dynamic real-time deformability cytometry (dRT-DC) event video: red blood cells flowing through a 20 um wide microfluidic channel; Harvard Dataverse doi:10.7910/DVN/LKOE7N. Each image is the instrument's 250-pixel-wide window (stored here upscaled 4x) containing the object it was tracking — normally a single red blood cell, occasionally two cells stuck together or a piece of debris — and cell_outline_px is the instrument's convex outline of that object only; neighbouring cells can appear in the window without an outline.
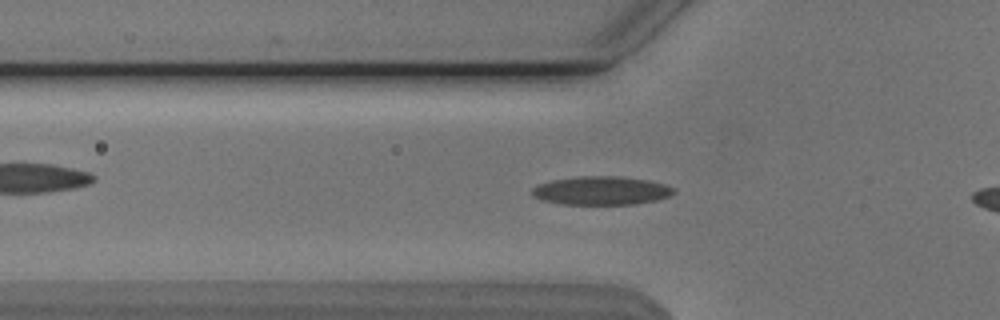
{"species": "Egyptian fruit bat (a non-hibernating species)", "species_latin": "Rousettus aegyptiacus", "temperature_condition": "cold", "stored_images_in_passage": 41, "camera_frame_rate_fps": 3000, "um_per_image_px": 0.085, "animal": {"sex": "male"}, "frame": {"image": 1, "passage_image": 12, "time_ms": 3.667, "image_size_px": [1000, 320], "cell_outline_px": [[676, 192], [672, 196], [656, 200], [636, 204], [560, 204], [544, 200], [532, 196], [528, 192], [536, 184], [552, 180], [576, 176], [620, 176], [648, 180], [664, 184], [676, 188]], "centroid_in_image_um": [51.1, 16.2], "position_along_channel_um": 74.7, "area_um2": 23.93}}
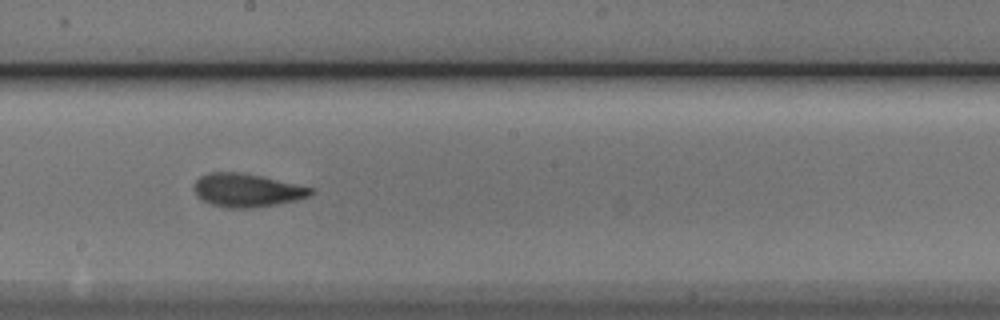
{"frame": {"image": 2, "passage_image": 24, "time_ms": 7.667, "image_size_px": [1000, 320], "cell_outline_px": [[312, 192], [308, 196], [296, 200], [276, 204], [252, 208], [228, 208], [212, 204], [200, 200], [196, 196], [192, 188], [192, 184], [200, 176], [208, 172], [244, 172], [312, 188]], "centroid_in_image_um": [20.88, 16.16], "position_along_channel_um": 227.3, "area_um2": 22.72}}
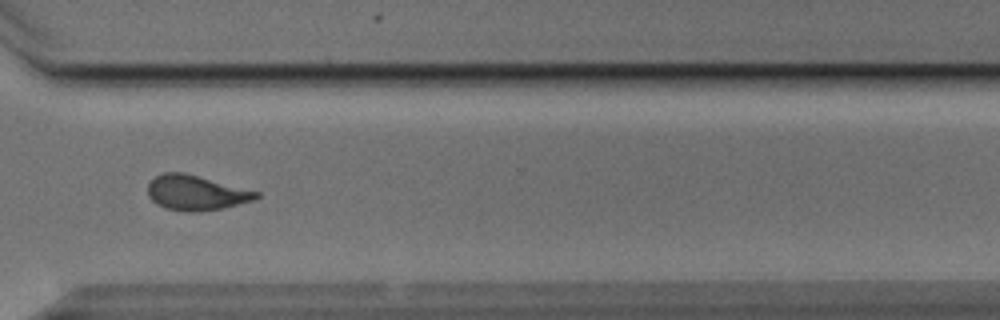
{"frame": {"image": 3, "passage_image": 34, "time_ms": 11.0, "image_size_px": [1000, 320], "cell_outline_px": [[260, 196], [252, 200], [220, 208], [200, 212], [188, 212], [164, 208], [156, 204], [148, 196], [148, 184], [156, 176], [164, 172], [184, 172], [260, 192]], "centroid_in_image_um": [16.62, 16.38], "position_along_channel_um": 354.0, "area_um2": 21.96}}